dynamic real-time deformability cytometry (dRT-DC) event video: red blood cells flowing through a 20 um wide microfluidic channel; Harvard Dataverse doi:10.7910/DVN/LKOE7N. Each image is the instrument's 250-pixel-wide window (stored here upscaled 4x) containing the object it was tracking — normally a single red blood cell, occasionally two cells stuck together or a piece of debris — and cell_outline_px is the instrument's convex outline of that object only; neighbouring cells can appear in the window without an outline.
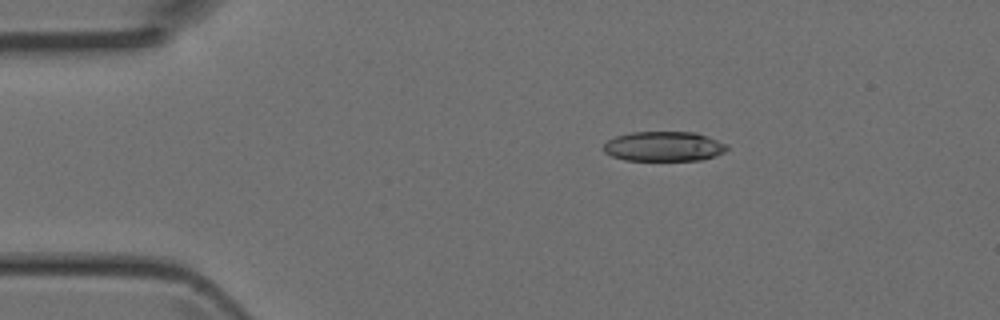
{"species": "Egyptian fruit bat (a non-hibernating species)", "species_latin": "Rousettus aegyptiacus", "temperature_condition": "room temperature", "stored_images_in_passage": 5, "camera_frame_rate_fps": 3000, "um_per_image_px": 0.085, "animal": {"sex": "female"}, "frame": {"image": 1, "passage_image": 3, "time_ms": 0.667, "image_size_px": [1000, 320], "cell_outline_px": [[728, 148], [724, 152], [716, 156], [700, 160], [624, 160], [612, 156], [604, 152], [604, 144], [608, 140], [616, 136], [632, 132], [696, 132], [708, 136], [728, 144]], "centroid_in_image_um": [56.45, 12.44], "position_along_channel_um": 28.5, "area_um2": 21.5}}
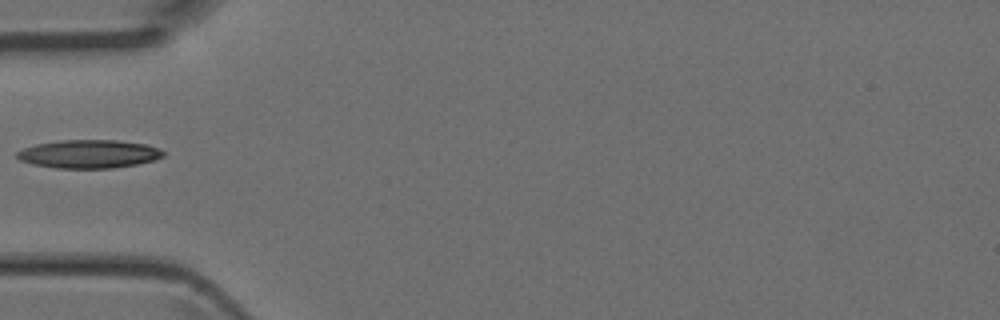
{"frame": {"image": 2, "passage_image": 5, "time_ms": 1.333, "image_size_px": [1000, 320], "cell_outline_px": [[164, 156], [156, 160], [136, 164], [112, 168], [56, 168], [32, 164], [20, 160], [16, 156], [16, 152], [24, 148], [36, 144], [60, 140], [120, 140], [148, 144], [160, 148], [164, 152]], "centroid_in_image_um": [7.59, 13.08], "position_along_channel_um": 77.4, "area_um2": 24.33}}